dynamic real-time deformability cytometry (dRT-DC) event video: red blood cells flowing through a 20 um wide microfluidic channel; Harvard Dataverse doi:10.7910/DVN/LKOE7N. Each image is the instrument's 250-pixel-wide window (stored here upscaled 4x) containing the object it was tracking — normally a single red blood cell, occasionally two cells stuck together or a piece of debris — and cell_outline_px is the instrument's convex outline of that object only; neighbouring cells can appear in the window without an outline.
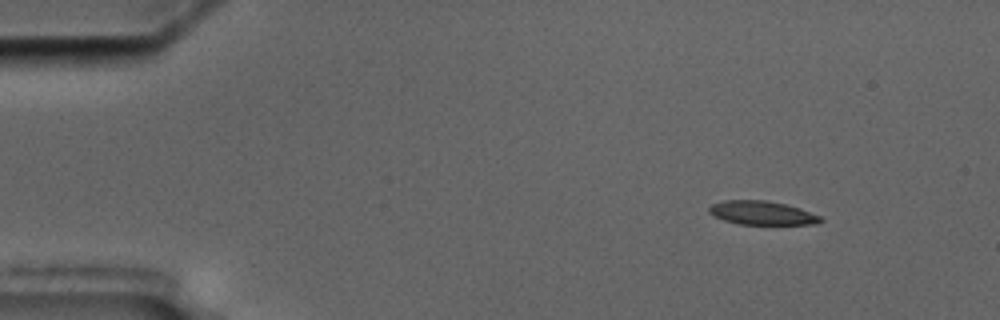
{"species": "common noctule bat (a hibernating species)", "species_latin": "Nyctalus noctula", "temperature_condition": "cold", "stored_images_in_passage": 3, "camera_frame_rate_fps": 3000, "um_per_image_px": 0.085, "animal": {"sex": "male", "body_mass_g": 17.5, "forearm_length_mm": 52.3}, "frame": {"image": 1, "passage_image": 1, "time_ms": 0.0, "image_size_px": [1000, 320], "cell_outline_px": [[824, 220], [816, 224], [740, 224], [724, 220], [708, 212], [708, 208], [712, 204], [724, 200], [764, 200], [784, 204], [800, 208], [820, 216]], "centroid_in_image_um": [64.77, 18.09], "position_along_channel_um": 20.2, "area_um2": 15.26}}